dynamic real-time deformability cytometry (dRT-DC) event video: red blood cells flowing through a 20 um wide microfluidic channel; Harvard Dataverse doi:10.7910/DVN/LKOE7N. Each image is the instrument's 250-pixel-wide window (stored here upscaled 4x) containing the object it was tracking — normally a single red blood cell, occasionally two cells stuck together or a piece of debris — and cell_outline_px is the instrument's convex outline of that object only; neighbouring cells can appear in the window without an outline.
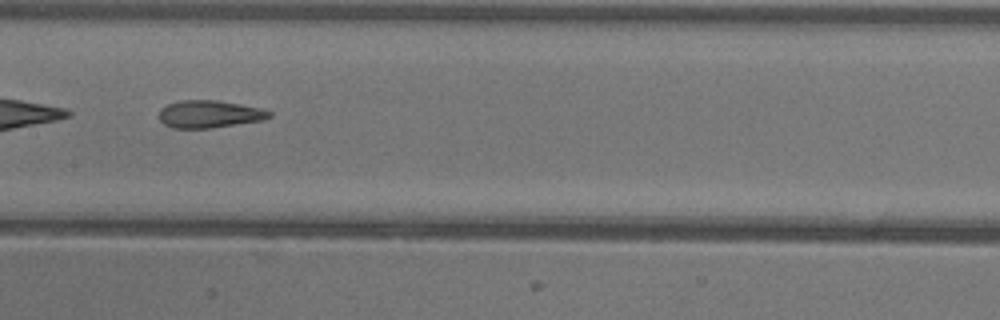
{"species": "common noctule bat (a hibernating species)", "species_latin": "Nyctalus noctula", "temperature_condition": "warm", "stored_images_in_passage": 34, "camera_frame_rate_fps": 3000, "um_per_image_px": 0.085, "animal": {"sex": "female"}, "frame": {"image": 1, "passage_image": 10, "time_ms": 3.0, "image_size_px": [1000, 320], "cell_outline_px": [[272, 116], [260, 120], [208, 128], [172, 128], [164, 124], [160, 120], [160, 108], [168, 104], [180, 100], [216, 100], [240, 104], [260, 108], [272, 112]], "centroid_in_image_um": [17.76, 9.69], "position_along_channel_um": 189.6, "area_um2": 17.4}, "authors_computed_cell_mechanics": {"area_um2": 18.2359, "velocity_mm_per_s": 3.9672, "shape_relaxation_time_tau1_ms": null, "shape_relaxation_time_tau2_ms": 2.0292, "deformation_change_tau1": null, "deformation_change_tau2": 0.1093}}